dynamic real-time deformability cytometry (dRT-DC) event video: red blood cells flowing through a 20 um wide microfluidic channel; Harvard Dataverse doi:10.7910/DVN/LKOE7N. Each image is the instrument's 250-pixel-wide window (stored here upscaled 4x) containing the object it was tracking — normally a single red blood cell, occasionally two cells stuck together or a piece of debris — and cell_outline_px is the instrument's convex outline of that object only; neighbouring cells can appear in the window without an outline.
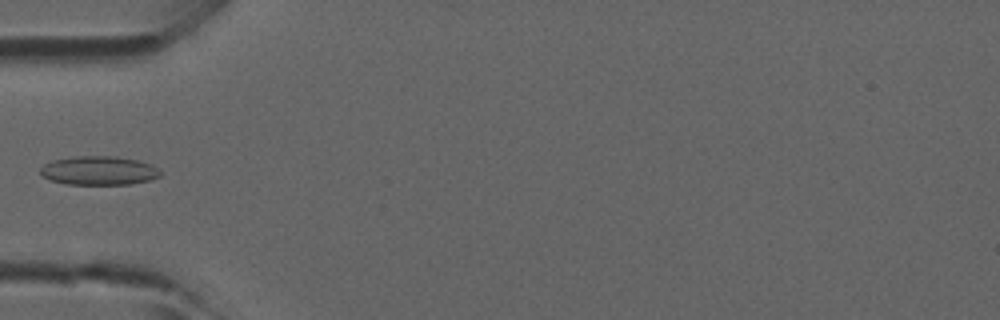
{"species": "common noctule bat (a hibernating species)", "species_latin": "Nyctalus noctula", "temperature_condition": "room temperature", "stored_images_in_passage": 4, "camera_frame_rate_fps": 3000, "um_per_image_px": 0.085, "animal": {"sex": "male", "forearm_length_mm": 52.5}, "frame": {"image": 1, "passage_image": 4, "time_ms": 1.0, "image_size_px": [1000, 320], "cell_outline_px": [[160, 176], [152, 180], [132, 184], [68, 184], [52, 180], [44, 176], [40, 172], [40, 168], [44, 164], [52, 160], [76, 156], [116, 156], [136, 160], [152, 164], [160, 172]], "centroid_in_image_um": [8.43, 14.49], "position_along_channel_um": 76.6, "area_um2": 20.11}}